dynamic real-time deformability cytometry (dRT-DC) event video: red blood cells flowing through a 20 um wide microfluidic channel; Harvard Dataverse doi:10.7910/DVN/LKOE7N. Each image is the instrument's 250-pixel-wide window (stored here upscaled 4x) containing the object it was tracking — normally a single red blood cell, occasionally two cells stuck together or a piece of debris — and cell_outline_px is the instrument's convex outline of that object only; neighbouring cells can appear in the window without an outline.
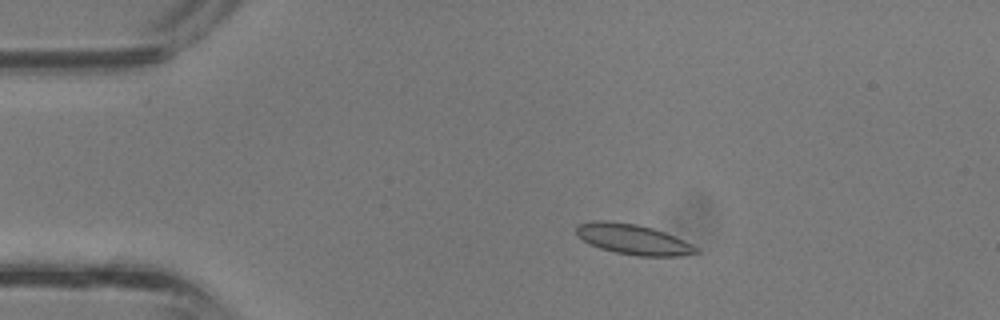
{"species": "common noctule bat (a hibernating species)", "species_latin": "Nyctalus noctula", "temperature_condition": "room temperature", "stored_images_in_passage": 37, "camera_frame_rate_fps": 3000, "um_per_image_px": 0.085, "animal": {"sex": "male", "body_mass_g": 13.3}, "frame": {"image": 1, "passage_image": 7, "time_ms": 2.0, "image_size_px": [1000, 320], "cell_outline_px": [[700, 252], [680, 256], [640, 256], [616, 252], [600, 248], [584, 240], [576, 232], [576, 228], [580, 224], [592, 220], [608, 220], [636, 224], [652, 228], [664, 232], [684, 240], [700, 248]], "centroid_in_image_um": [53.86, 20.34], "position_along_channel_um": 31.1, "area_um2": 20.98}}
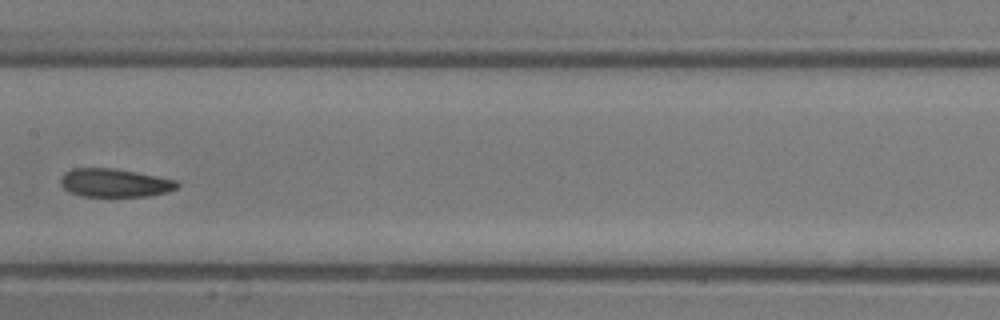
{"frame": {"image": 2, "passage_image": 19, "time_ms": 6.0, "image_size_px": [1000, 320], "cell_outline_px": [[180, 184], [176, 188], [168, 192], [148, 196], [80, 196], [68, 192], [60, 184], [60, 180], [64, 172], [72, 168], [116, 168], [176, 180]], "centroid_in_image_um": [9.72, 15.54], "position_along_channel_um": 197.7, "area_um2": 19.36}}
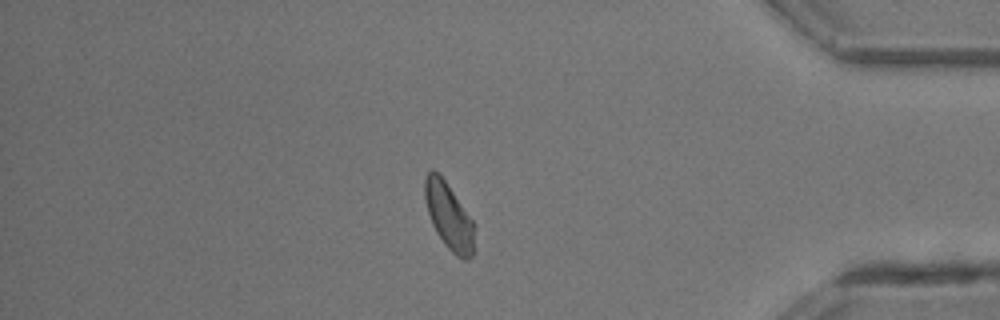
{"frame": {"image": 3, "passage_image": 32, "time_ms": 10.333, "image_size_px": [1000, 320], "cell_outline_px": [[472, 256], [468, 260], [464, 260], [456, 256], [444, 244], [436, 232], [432, 224], [428, 212], [424, 196], [424, 176], [432, 168], [444, 180], [472, 220]], "centroid_in_image_um": [38.1, 18.37], "position_along_channel_um": 397.1, "area_um2": 18.61}}